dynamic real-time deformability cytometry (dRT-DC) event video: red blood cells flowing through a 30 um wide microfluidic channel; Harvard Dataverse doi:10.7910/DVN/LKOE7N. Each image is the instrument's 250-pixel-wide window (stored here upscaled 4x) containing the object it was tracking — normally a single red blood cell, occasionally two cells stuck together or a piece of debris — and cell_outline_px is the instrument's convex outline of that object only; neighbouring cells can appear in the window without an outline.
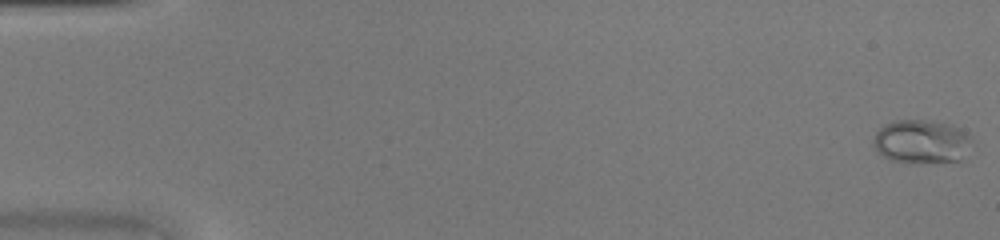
{"species": "common noctule bat (a hibernating species)", "species_latin": "Nyctalus noctula", "temperature_condition": "warm", "stored_images_in_passage": 46, "camera_frame_rate_fps": 3000, "um_per_image_px": 0.085, "animal": {"sex": "female", "body_mass_g": 20.0, "forearm_length_mm": 54.0}, "frame": {"image": 1, "passage_image": 1, "time_ms": 0.0, "image_size_px": [1000, 240], "cell_outline_px": [[972, 140], [960, 160], [892, 160], [884, 156], [872, 144], [872, 140], [876, 132], [884, 124], [896, 120], [932, 120], [952, 124], [960, 128], [972, 136]], "centroid_in_image_um": [78.32, 11.95], "position_along_channel_um": 6.7, "area_um2": 24.28}}
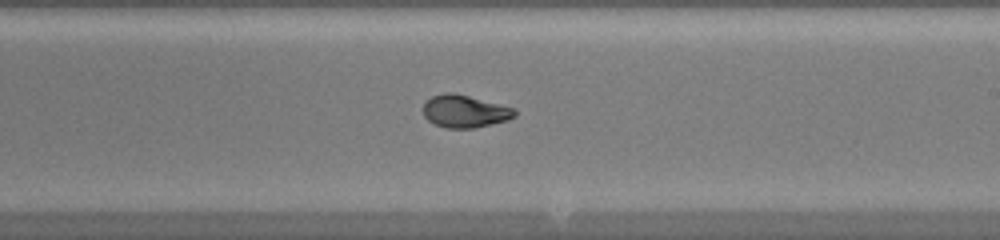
{"frame": {"image": 2, "passage_image": 28, "time_ms": 9.0, "image_size_px": [1000, 240], "cell_outline_px": [[516, 116], [508, 120], [492, 124], [472, 128], [444, 128], [428, 120], [424, 116], [424, 104], [432, 96], [444, 92], [452, 92], [516, 108]], "centroid_in_image_um": [39.53, 9.46], "position_along_channel_um": 249.5, "area_um2": 17.28}}
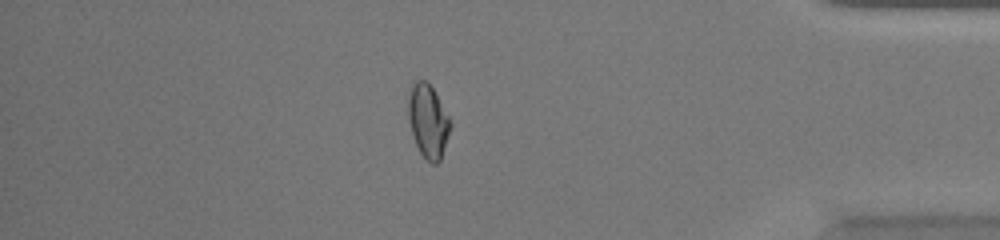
{"frame": {"image": 3, "passage_image": 40, "time_ms": 13.0, "image_size_px": [1000, 240], "cell_outline_px": [[452, 124], [440, 160], [436, 164], [432, 164], [420, 152], [416, 144], [412, 132], [408, 116], [408, 96], [412, 84], [416, 80], [428, 80], [448, 116]], "centroid_in_image_um": [36.38, 10.26], "position_along_channel_um": 398.8, "area_um2": 17.74}}